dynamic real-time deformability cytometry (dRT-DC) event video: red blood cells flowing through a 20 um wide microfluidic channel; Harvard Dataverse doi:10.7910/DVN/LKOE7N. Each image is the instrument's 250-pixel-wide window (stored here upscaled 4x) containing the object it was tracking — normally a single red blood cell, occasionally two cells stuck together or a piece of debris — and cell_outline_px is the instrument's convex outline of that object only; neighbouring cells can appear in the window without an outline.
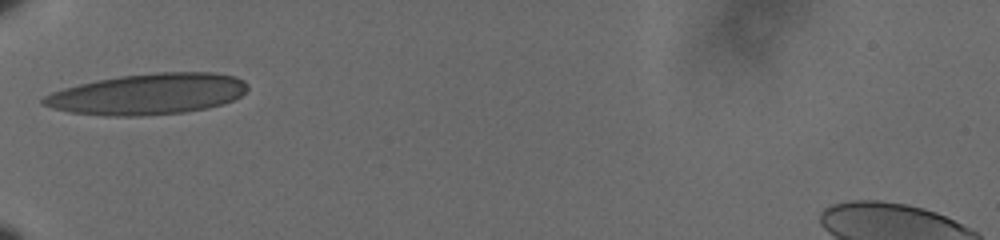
{"species": "human", "species_latin": "Homo sapiens", "temperature_condition": "cold", "stored_images_in_passage": 4, "camera_frame_rate_fps": 3000, "um_per_image_px": 0.085, "donor": {"sex": "male"}, "frame": {"image": 1, "passage_image": 1, "time_ms": 0.0, "image_size_px": [1000, 240], "cell_outline_px": [[248, 88], [240, 96], [232, 100], [220, 104], [204, 108], [184, 112], [140, 116], [108, 116], [68, 112], [52, 108], [40, 104], [40, 100], [44, 96], [52, 92], [64, 88], [96, 80], [120, 76], [156, 72], [216, 72], [236, 76], [244, 80], [248, 84]], "centroid_in_image_um": [12.55, 7.99], "position_along_channel_um": 72.4, "area_um2": 48.84}}
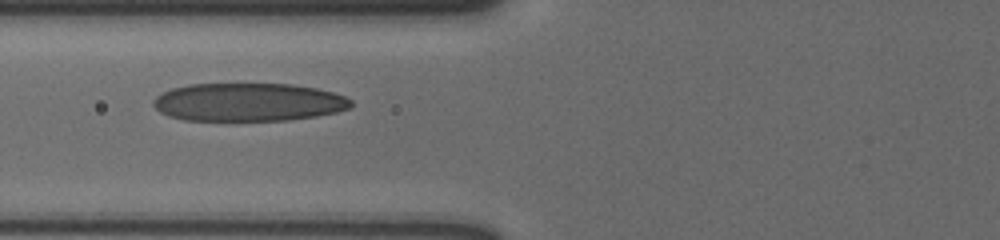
{"frame": {"image": 2, "passage_image": 2, "time_ms": 0.333, "image_size_px": [1000, 240], "cell_outline_px": [[352, 108], [336, 112], [316, 116], [288, 120], [184, 120], [168, 116], [160, 112], [152, 104], [152, 100], [156, 96], [172, 88], [188, 84], [292, 84], [316, 88], [332, 92], [344, 96], [352, 100]], "centroid_in_image_um": [21.11, 8.68], "position_along_channel_um": 104.7, "area_um2": 44.04}}
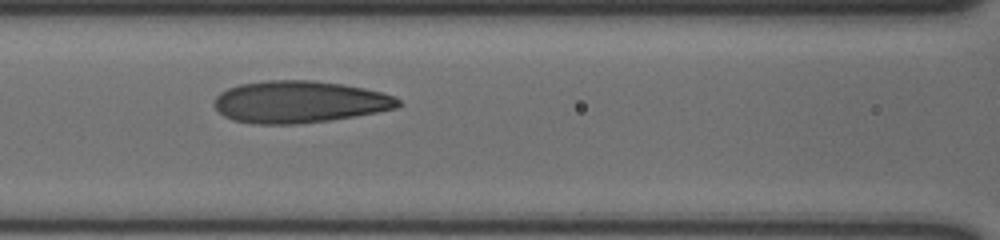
{"frame": {"image": 3, "passage_image": 3, "time_ms": 0.667, "image_size_px": [1000, 240], "cell_outline_px": [[400, 104], [396, 108], [376, 112], [328, 120], [296, 124], [252, 124], [232, 120], [224, 116], [212, 104], [216, 96], [220, 92], [228, 88], [240, 84], [268, 80], [312, 80], [340, 84], [364, 88], [380, 92], [392, 96], [400, 100]], "centroid_in_image_um": [25.38, 8.66], "position_along_channel_um": 141.2, "area_um2": 44.8}}